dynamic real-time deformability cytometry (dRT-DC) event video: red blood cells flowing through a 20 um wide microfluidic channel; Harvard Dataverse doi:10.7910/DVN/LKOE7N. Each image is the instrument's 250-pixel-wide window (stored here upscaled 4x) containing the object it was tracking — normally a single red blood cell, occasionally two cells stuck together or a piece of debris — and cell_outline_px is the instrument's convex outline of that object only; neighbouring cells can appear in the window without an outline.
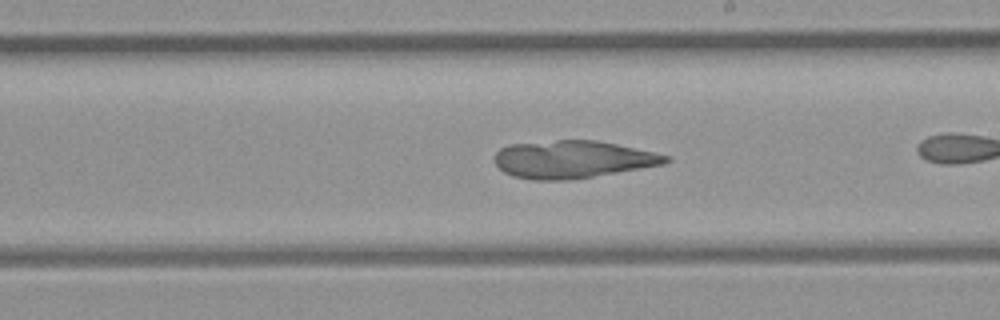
{"species": "common noctule bat (a hibernating species)", "species_latin": "Nyctalus noctula", "temperature_condition": "room temperature", "stored_images_in_passage": 32, "camera_frame_rate_fps": 3000, "um_per_image_px": 0.085, "animal": {"sex": "female", "body_mass_g": 21.9}, "frame": {"image": 1, "passage_image": 23, "time_ms": 7.333, "image_size_px": [1000, 320], "cell_outline_px": [[672, 160], [664, 164], [568, 180], [532, 180], [512, 176], [504, 172], [496, 164], [496, 152], [500, 148], [508, 144], [556, 140], [596, 140], [616, 144], [652, 152], [668, 156]], "centroid_in_image_um": [48.63, 13.54], "position_along_channel_um": 240.4, "area_um2": 37.11}}
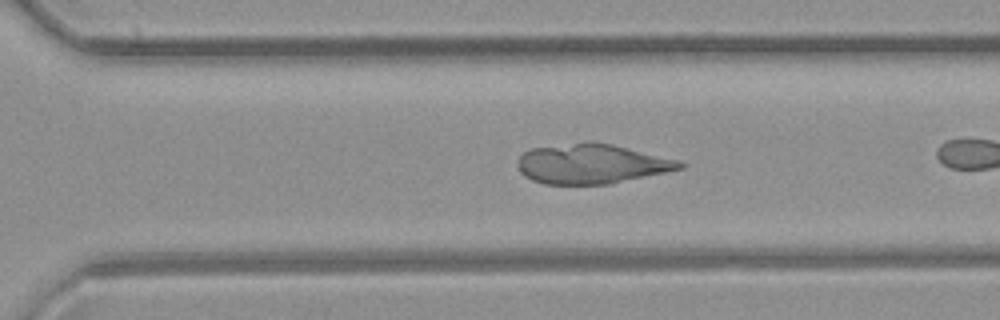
{"frame": {"image": 2, "passage_image": 28, "time_ms": 9.0, "image_size_px": [1000, 320], "cell_outline_px": [[684, 168], [608, 184], [544, 184], [532, 180], [524, 176], [520, 172], [516, 164], [520, 156], [524, 152], [532, 148], [588, 140], [592, 140], [612, 144], [680, 160], [684, 164]], "centroid_in_image_um": [50.26, 13.91], "position_along_channel_um": 320.3, "area_um2": 37.74}}